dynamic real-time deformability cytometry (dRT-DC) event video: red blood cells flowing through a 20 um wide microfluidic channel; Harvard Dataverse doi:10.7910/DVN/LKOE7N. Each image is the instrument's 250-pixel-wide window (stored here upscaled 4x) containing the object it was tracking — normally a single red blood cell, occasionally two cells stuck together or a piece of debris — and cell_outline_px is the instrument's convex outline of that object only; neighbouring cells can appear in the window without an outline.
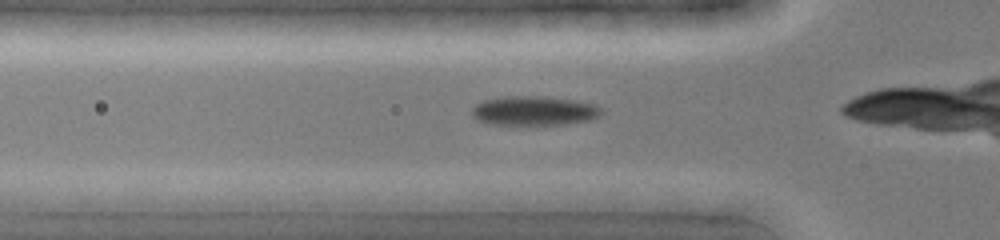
{"species": "common noctule bat (a hibernating species)", "species_latin": "Nyctalus noctula", "temperature_condition": "cold", "stored_images_in_passage": 19, "camera_frame_rate_fps": 3000, "um_per_image_px": 0.085, "animal": {"sex": "female", "body_mass_g": 19.0, "forearm_length_mm": 51.5}, "frame": {"image": 1, "passage_image": 6, "time_ms": 1.667, "image_size_px": [1000, 240], "cell_outline_px": [[604, 112], [600, 116], [592, 120], [564, 124], [488, 124], [476, 120], [472, 116], [472, 108], [476, 104], [484, 100], [504, 96], [544, 96], [576, 100], [596, 104], [604, 108]], "centroid_in_image_um": [45.45, 9.41], "position_along_channel_um": 80.4, "area_um2": 22.48}}
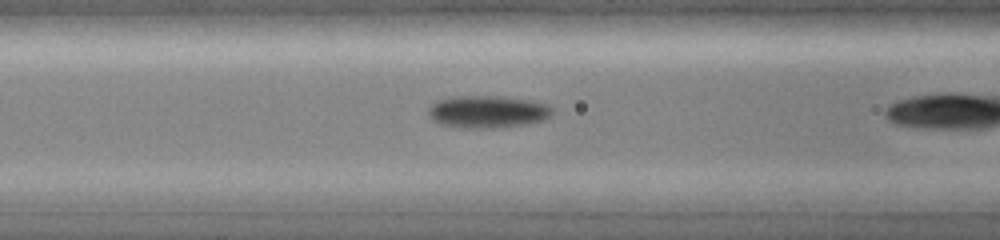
{"frame": {"image": 2, "passage_image": 9, "time_ms": 2.667, "image_size_px": [1000, 240], "cell_outline_px": [[552, 116], [544, 120], [524, 124], [496, 128], [460, 128], [440, 124], [432, 120], [428, 112], [428, 108], [436, 100], [460, 96], [504, 96], [532, 100], [548, 104], [552, 108]], "centroid_in_image_um": [41.46, 9.49], "position_along_channel_um": 125.1, "area_um2": 23.64}}